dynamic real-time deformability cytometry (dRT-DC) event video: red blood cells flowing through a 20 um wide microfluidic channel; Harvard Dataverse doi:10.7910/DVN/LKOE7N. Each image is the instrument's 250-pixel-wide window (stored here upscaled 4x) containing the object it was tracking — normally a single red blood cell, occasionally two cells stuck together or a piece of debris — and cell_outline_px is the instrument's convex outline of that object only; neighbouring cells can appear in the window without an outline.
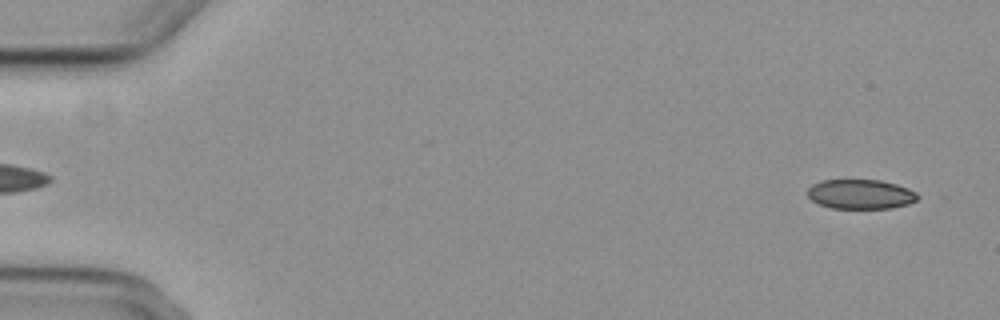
{"species": "common noctule bat (a hibernating species)", "species_latin": "Nyctalus noctula", "temperature_condition": "cold", "stored_images_in_passage": 6, "segment_of_instrument_passage": [2, 2], "camera_frame_rate_fps": 3000, "um_per_image_px": 0.085, "animal": {"sex": "female", "body_mass_g": 29.2, "forearm_length_mm": 56.3}, "frame": {"image": 1, "passage_image": 6, "time_ms": 6.0, "image_size_px": [1000, 320], "cell_outline_px": [[924, 196], [908, 204], [892, 208], [832, 208], [820, 204], [812, 200], [808, 196], [808, 188], [812, 184], [820, 180], [880, 180], [896, 184], [908, 188]], "centroid_in_image_um": [73.19, 16.5], "position_along_channel_um": 11.8, "area_um2": 19.07}}